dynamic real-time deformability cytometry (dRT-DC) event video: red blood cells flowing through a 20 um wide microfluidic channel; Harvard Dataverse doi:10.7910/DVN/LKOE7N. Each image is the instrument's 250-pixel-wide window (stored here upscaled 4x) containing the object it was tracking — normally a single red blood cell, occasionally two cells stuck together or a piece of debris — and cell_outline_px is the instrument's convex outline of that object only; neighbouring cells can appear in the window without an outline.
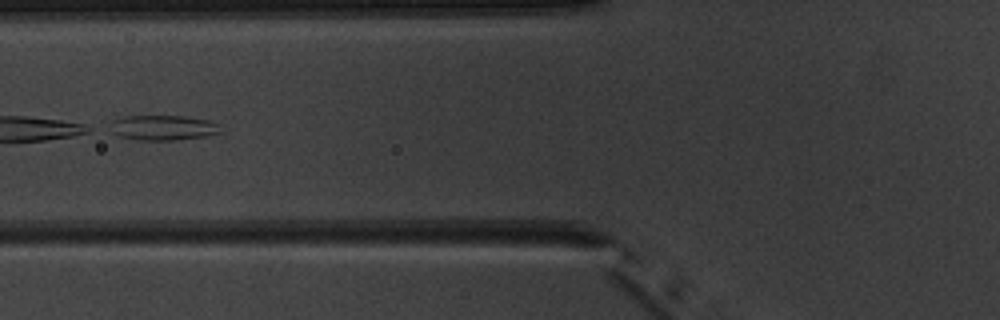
{"species": "common noctule bat (a hibernating species)", "species_latin": "Nyctalus noctula", "temperature_condition": "warm", "stored_images_in_passage": 7, "camera_frame_rate_fps": 3000, "um_per_image_px": 0.085, "animal": {"sex": "male", "body_mass_g": 20.1, "forearm_length_mm": 53.5}, "frame": {"image": 1, "passage_image": 6, "time_ms": 7.0, "image_size_px": [1000, 320], "cell_outline_px": [[220, 132], [208, 136], [172, 140], [140, 140], [120, 136], [104, 128], [112, 120], [124, 116], [184, 116], [208, 120], [220, 124]], "centroid_in_image_um": [13.8, 10.85], "position_along_channel_um": 112.0, "area_um2": 16.36}}
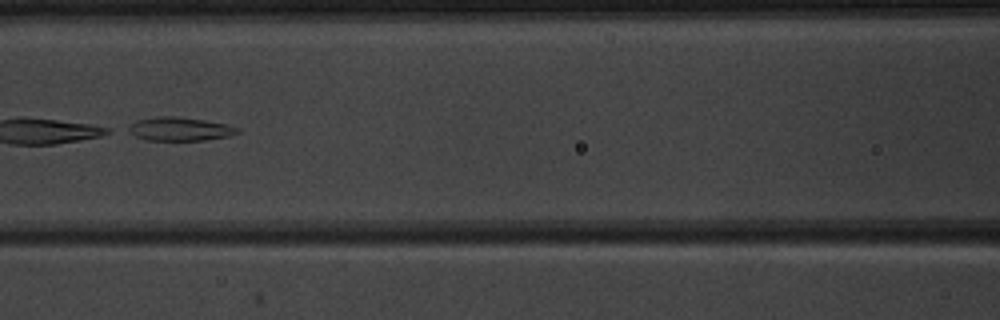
{"frame": {"image": 2, "passage_image": 7, "time_ms": 8.0, "image_size_px": [1000, 320], "cell_outline_px": [[240, 132], [228, 136], [204, 140], [144, 140], [128, 132], [124, 128], [136, 120], [156, 116], [176, 116], [204, 120], [224, 124], [240, 128]], "centroid_in_image_um": [15.21, 10.96], "position_along_channel_um": 151.4, "area_um2": 15.09}}